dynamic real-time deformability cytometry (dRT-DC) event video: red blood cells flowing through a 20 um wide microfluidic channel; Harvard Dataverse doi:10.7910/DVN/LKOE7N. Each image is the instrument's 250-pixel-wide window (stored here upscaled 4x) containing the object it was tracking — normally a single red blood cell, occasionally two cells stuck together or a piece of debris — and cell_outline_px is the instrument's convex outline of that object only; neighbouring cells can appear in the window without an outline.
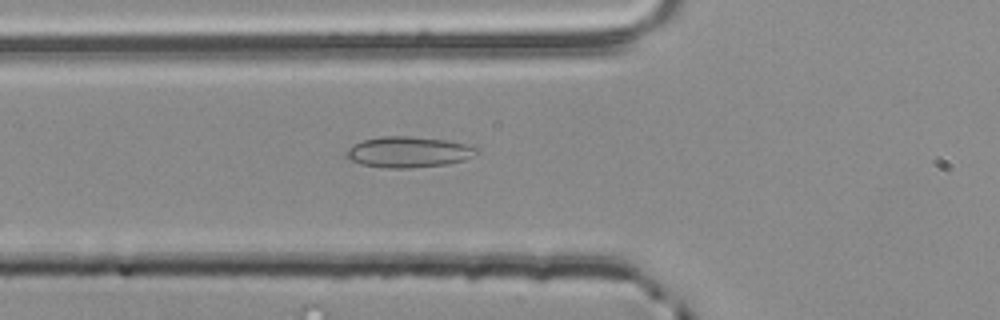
{"species": "common noctule bat (a hibernating species)", "species_latin": "Nyctalus noctula", "temperature_condition": "room temperature", "stored_images_in_passage": 38, "camera_frame_rate_fps": 3000, "um_per_image_px": 0.085, "animal": {"sex": "male", "body_mass_g": 20.4}, "frame": {"image": 1, "passage_image": 4, "time_ms": 1.0, "image_size_px": [1000, 320], "cell_outline_px": [[480, 152], [464, 160], [444, 164], [408, 168], [384, 168], [360, 164], [344, 156], [348, 148], [364, 140], [380, 136], [408, 136], [448, 140], [464, 144], [476, 148]], "centroid_in_image_um": [34.7, 12.92], "position_along_channel_um": 91.1, "area_um2": 23.24}}
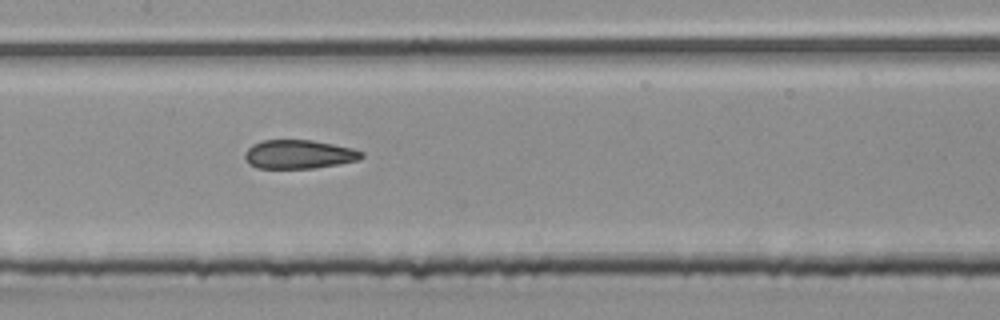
{"frame": {"image": 2, "passage_image": 11, "time_ms": 3.333, "image_size_px": [1000, 320], "cell_outline_px": [[364, 156], [360, 160], [316, 168], [256, 168], [248, 164], [244, 156], [244, 152], [252, 144], [260, 140], [312, 140], [352, 148], [364, 152]], "centroid_in_image_um": [25.39, 13.12], "position_along_channel_um": 182.0, "area_um2": 19.77}}
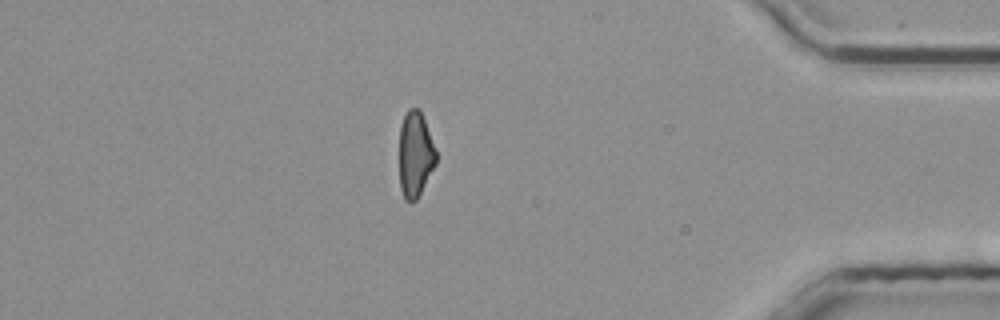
{"frame": {"image": 3, "passage_image": 31, "time_ms": 10.0, "image_size_px": [1000, 320], "cell_outline_px": [[436, 164], [416, 200], [412, 204], [408, 204], [404, 200], [400, 188], [400, 124], [408, 108], [420, 108], [436, 152]], "centroid_in_image_um": [35.28, 13.15], "position_along_channel_um": 399.9, "area_um2": 18.38}, "authors_computed_cell_mechanics": {"area_um2": 20.0277, "velocity_mm_per_s": 3.8603, "shape_relaxation_time_tau1_ms": null, "shape_relaxation_time_tau2_ms": 2.1522, "deformation_change_tau1": null, "deformation_change_tau2": 0.101}}